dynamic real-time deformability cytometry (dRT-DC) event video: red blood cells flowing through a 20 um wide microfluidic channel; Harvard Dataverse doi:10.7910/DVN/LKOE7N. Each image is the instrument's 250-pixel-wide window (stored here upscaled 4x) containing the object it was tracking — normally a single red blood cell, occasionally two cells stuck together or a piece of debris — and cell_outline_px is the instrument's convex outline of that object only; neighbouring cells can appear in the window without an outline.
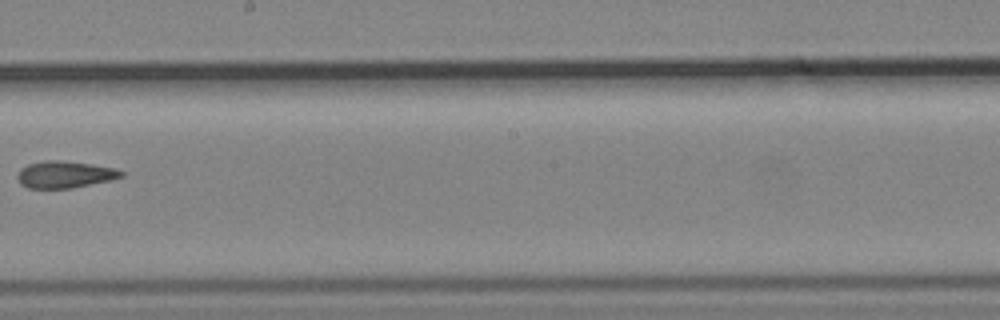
{"species": "common noctule bat (a hibernating species)", "species_latin": "Nyctalus noctula", "temperature_condition": "cold", "stored_images_in_passage": 10, "camera_frame_rate_fps": 3000, "um_per_image_px": 0.085, "animal": {"sex": "male", "body_mass_g": 19.2, "forearm_length_mm": 51.8}, "frame": {"image": 1, "passage_image": 9, "time_ms": 2.667, "image_size_px": [1000, 320], "cell_outline_px": [[124, 176], [112, 180], [72, 188], [28, 188], [20, 184], [16, 176], [20, 168], [28, 164], [44, 160], [60, 160], [92, 164], [116, 168], [124, 172]], "centroid_in_image_um": [5.51, 14.83], "position_along_channel_um": 242.7, "area_um2": 16.47}}
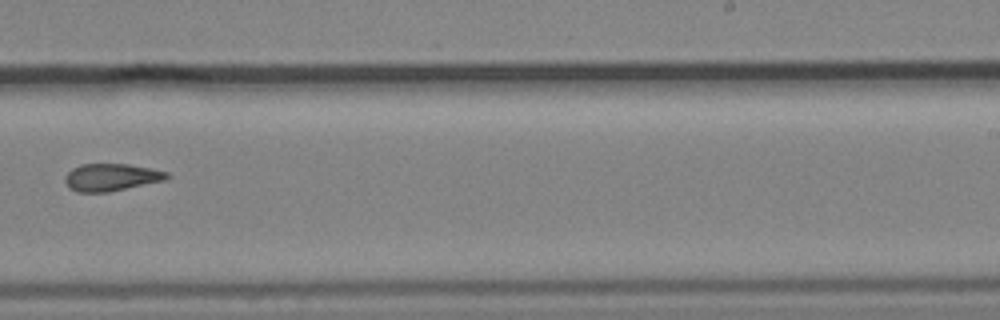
{"frame": {"image": 2, "passage_image": 10, "time_ms": 3.0, "image_size_px": [1000, 320], "cell_outline_px": [[172, 176], [164, 180], [108, 192], [76, 192], [68, 188], [64, 180], [64, 176], [72, 168], [80, 164], [128, 164], [152, 168], [168, 172]], "centroid_in_image_um": [9.43, 15.06], "position_along_channel_um": 279.6, "area_um2": 16.36}}